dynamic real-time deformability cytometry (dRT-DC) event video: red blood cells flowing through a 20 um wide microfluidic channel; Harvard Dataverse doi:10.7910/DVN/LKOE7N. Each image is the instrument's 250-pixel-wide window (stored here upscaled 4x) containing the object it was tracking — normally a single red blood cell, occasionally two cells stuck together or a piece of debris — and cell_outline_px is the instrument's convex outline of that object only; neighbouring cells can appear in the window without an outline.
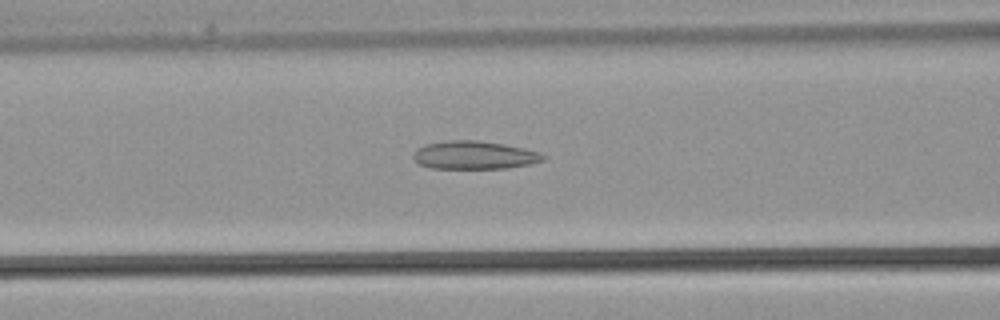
{"species": "common noctule bat (a hibernating species)", "species_latin": "Nyctalus noctula", "temperature_condition": "warm", "stored_images_in_passage": 31, "camera_frame_rate_fps": 3000, "um_per_image_px": 0.085, "animal": {"sex": "male", "body_mass_g": 21.5, "forearm_length_mm": 52.0}, "frame": {"image": 1, "passage_image": 9, "time_ms": 2.667, "image_size_px": [1000, 320], "cell_outline_px": [[548, 156], [544, 160], [528, 164], [508, 168], [432, 168], [420, 164], [412, 156], [420, 148], [428, 144], [448, 140], [476, 140], [504, 144], [524, 148], [540, 152]], "centroid_in_image_um": [40.39, 13.18], "position_along_channel_um": 126.2, "area_um2": 21.04}}
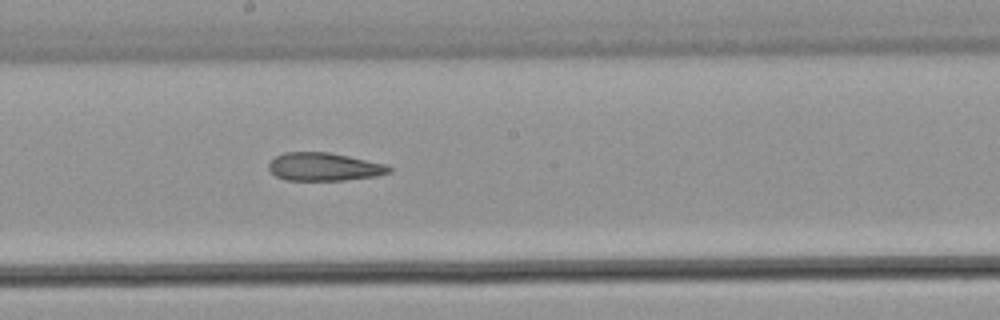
{"frame": {"image": 2, "passage_image": 14, "time_ms": 4.333, "image_size_px": [1000, 320], "cell_outline_px": [[392, 172], [376, 176], [344, 180], [284, 180], [276, 176], [268, 168], [268, 164], [276, 156], [284, 152], [328, 152], [388, 164], [392, 168]], "centroid_in_image_um": [27.57, 14.18], "position_along_channel_um": 220.6, "area_um2": 19.77}}
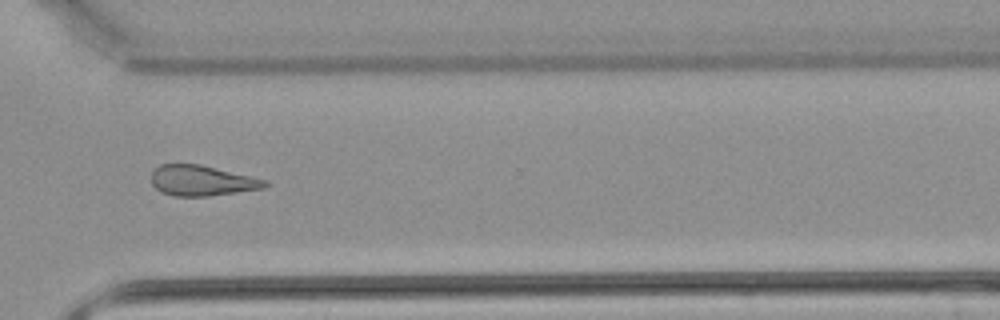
{"frame": {"image": 3, "passage_image": 21, "time_ms": 6.667, "image_size_px": [1000, 320], "cell_outline_px": [[268, 184], [264, 188], [208, 196], [176, 196], [160, 192], [152, 184], [152, 172], [160, 164], [200, 164], [268, 180]], "centroid_in_image_um": [17.16, 15.35], "position_along_channel_um": 353.4, "area_um2": 20.06}}